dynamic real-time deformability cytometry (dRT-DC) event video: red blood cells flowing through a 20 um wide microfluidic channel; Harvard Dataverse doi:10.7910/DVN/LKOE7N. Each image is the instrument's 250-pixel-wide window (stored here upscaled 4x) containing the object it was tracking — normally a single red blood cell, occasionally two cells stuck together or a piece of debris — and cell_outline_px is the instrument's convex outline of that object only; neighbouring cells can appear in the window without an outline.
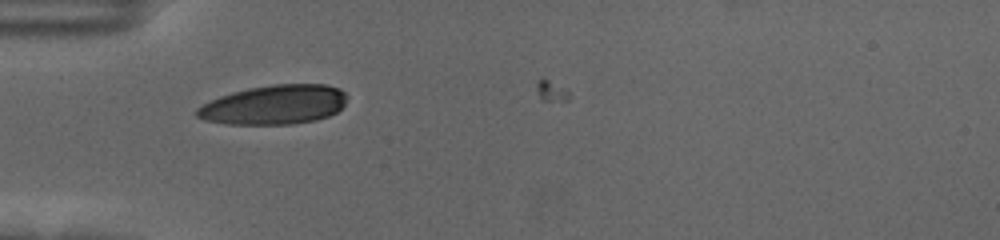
{"species": "human", "species_latin": "Homo sapiens", "temperature_condition": "cold", "stored_images_in_passage": 8, "camera_frame_rate_fps": 3000, "um_per_image_px": 0.085, "donor": {"sex": "female"}, "frame": {"image": 1, "passage_image": 4, "time_ms": 1.0, "image_size_px": [1000, 240], "cell_outline_px": [[344, 104], [336, 112], [328, 116], [316, 120], [292, 124], [228, 124], [204, 120], [196, 116], [196, 108], [220, 96], [232, 92], [248, 88], [276, 84], [324, 84], [340, 88], [344, 92]], "centroid_in_image_um": [23.29, 8.9], "position_along_channel_um": 61.7, "area_um2": 34.22}}